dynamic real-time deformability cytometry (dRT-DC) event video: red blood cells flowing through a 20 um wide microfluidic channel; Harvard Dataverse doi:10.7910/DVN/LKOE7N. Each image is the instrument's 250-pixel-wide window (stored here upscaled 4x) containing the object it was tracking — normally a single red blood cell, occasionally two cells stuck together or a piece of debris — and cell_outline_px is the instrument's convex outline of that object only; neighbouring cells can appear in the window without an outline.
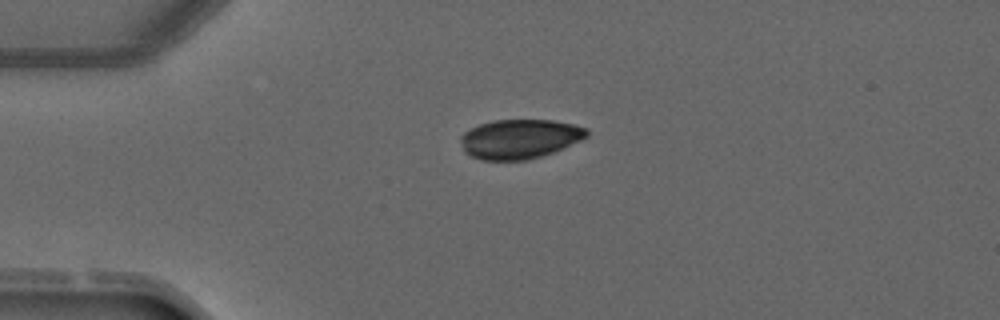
{"species": "common noctule bat (a hibernating species)", "species_latin": "Nyctalus noctula", "temperature_condition": "warm", "stored_images_in_passage": 3, "camera_frame_rate_fps": 3000, "um_per_image_px": 0.085, "animal": {"sex": "male", "forearm_length_mm": 52.5}, "frame": {"image": 1, "passage_image": 3, "time_ms": 2.333, "image_size_px": [1000, 320], "cell_outline_px": [[588, 136], [580, 140], [552, 152], [528, 160], [480, 160], [464, 152], [460, 140], [460, 136], [464, 132], [480, 124], [492, 120], [552, 120], [572, 124], [588, 128]], "centroid_in_image_um": [44.14, 11.81], "position_along_channel_um": 40.9, "area_um2": 28.84}}